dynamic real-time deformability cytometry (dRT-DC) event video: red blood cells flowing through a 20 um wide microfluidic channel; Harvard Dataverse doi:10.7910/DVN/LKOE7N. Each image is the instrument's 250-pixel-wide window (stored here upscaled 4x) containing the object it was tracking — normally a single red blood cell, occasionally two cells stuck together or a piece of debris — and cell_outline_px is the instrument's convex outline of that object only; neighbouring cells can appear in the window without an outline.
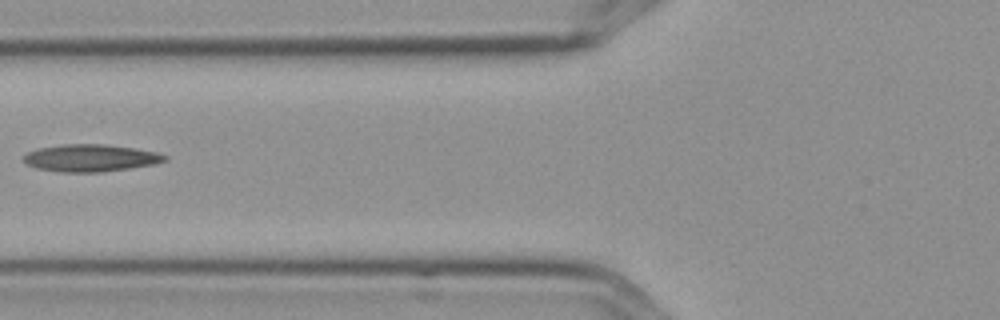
{"species": "Egyptian fruit bat (a non-hibernating species)", "species_latin": "Rousettus aegyptiacus", "temperature_condition": "cold", "stored_images_in_passage": 3, "camera_frame_rate_fps": 3000, "um_per_image_px": 0.085, "frame": {"image": 1, "passage_image": 3, "time_ms": 0.667, "image_size_px": [1000, 320], "cell_outline_px": [[168, 160], [152, 164], [128, 168], [100, 172], [60, 172], [36, 168], [28, 164], [24, 160], [24, 156], [28, 152], [40, 148], [64, 144], [104, 144], [132, 148], [156, 152], [168, 156]], "centroid_in_image_um": [7.7, 13.43], "position_along_channel_um": 118.1, "area_um2": 22.08}}